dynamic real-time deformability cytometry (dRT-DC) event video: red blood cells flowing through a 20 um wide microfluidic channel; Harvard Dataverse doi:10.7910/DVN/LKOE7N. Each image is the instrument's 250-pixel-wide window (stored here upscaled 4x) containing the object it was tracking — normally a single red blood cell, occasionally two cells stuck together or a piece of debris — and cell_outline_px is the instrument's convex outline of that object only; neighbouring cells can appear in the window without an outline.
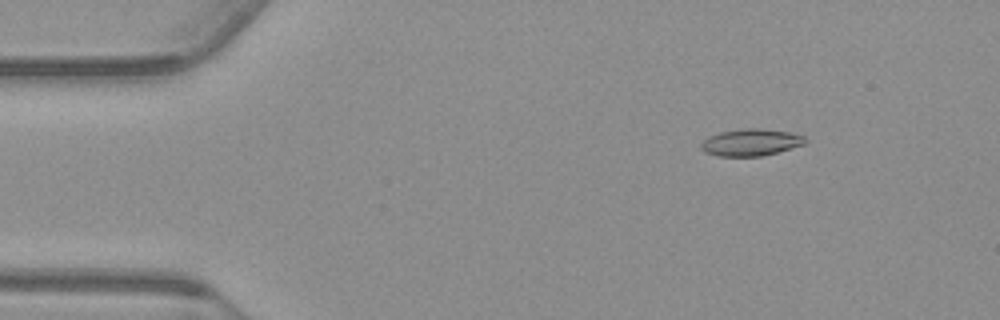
{"species": "common noctule bat (a hibernating species)", "species_latin": "Nyctalus noctula", "temperature_condition": "warm", "stored_images_in_passage": 55, "camera_frame_rate_fps": 3000, "um_per_image_px": 0.085, "animal": {"sex": "male", "body_mass_g": 23.1, "forearm_length_mm": 52.7}, "frame": {"image": 1, "passage_image": 8, "time_ms": 2.333, "image_size_px": [1000, 320], "cell_outline_px": [[808, 140], [804, 144], [776, 152], [760, 156], [716, 156], [704, 152], [700, 148], [700, 144], [708, 136], [720, 132], [744, 128], [764, 128], [788, 132], [804, 136]], "centroid_in_image_um": [63.79, 12.09], "position_along_channel_um": 21.2, "area_um2": 16.36}}
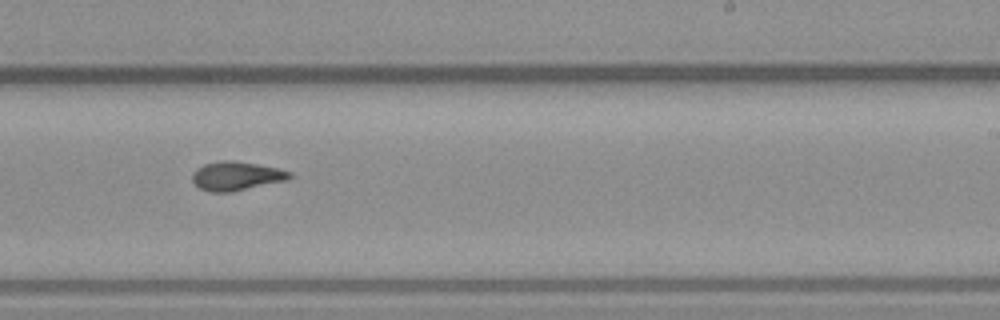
{"frame": {"image": 2, "passage_image": 34, "time_ms": 11.0, "image_size_px": [1000, 320], "cell_outline_px": [[292, 176], [288, 180], [232, 192], [208, 192], [200, 188], [192, 180], [192, 172], [196, 168], [204, 164], [220, 160], [236, 160], [276, 168], [292, 172]], "centroid_in_image_um": [20.07, 14.96], "position_along_channel_um": 268.9, "area_um2": 16.53}}
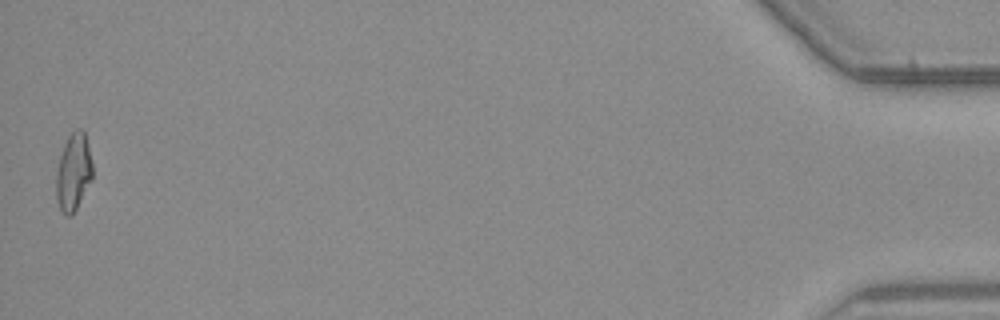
{"frame": {"image": 3, "passage_image": 55, "time_ms": 18.0, "image_size_px": [1000, 320], "cell_outline_px": [[92, 180], [72, 216], [68, 216], [60, 212], [56, 200], [56, 172], [60, 156], [64, 144], [68, 136], [76, 128], [84, 128], [92, 160]], "centroid_in_image_um": [6.24, 14.63], "position_along_channel_um": 429.0, "area_um2": 16.7}, "authors_computed_cell_mechanics": {"area_um2": 16.1262, "velocity_mm_per_s": 3.777, "shape_relaxation_time_tau1_ms": 5.9965, "shape_relaxation_time_tau2_ms": 4.6862, "deformation_change_tau1": 0.1813, "deformation_change_tau2": 0.1052}}